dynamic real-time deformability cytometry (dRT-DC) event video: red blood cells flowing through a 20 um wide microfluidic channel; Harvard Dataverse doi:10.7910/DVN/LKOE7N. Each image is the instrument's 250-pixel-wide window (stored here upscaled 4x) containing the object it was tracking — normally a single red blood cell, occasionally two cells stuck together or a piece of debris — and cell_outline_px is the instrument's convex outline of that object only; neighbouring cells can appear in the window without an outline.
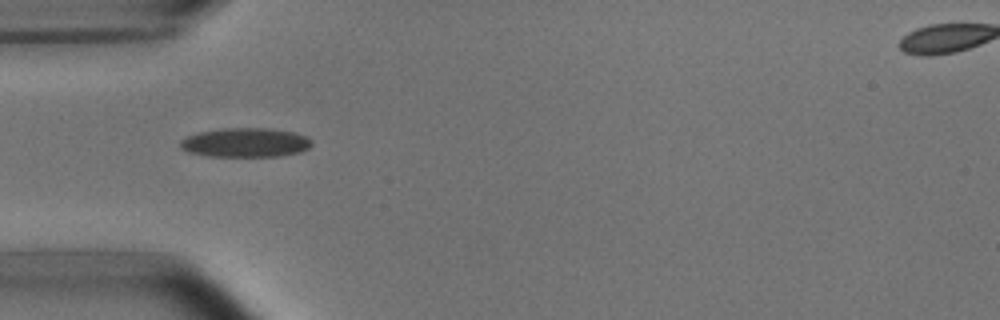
{"species": "common noctule bat (a hibernating species)", "species_latin": "Nyctalus noctula", "temperature_condition": "room temperature", "stored_images_in_passage": 4, "camera_frame_rate_fps": 3000, "um_per_image_px": 0.085, "animal": {"sex": "male", "body_mass_g": 15.6}, "frame": {"image": 1, "passage_image": 1, "time_ms": 0.0, "image_size_px": [1000, 320], "cell_outline_px": [[312, 144], [308, 148], [300, 152], [280, 156], [208, 156], [188, 152], [180, 148], [180, 140], [188, 136], [200, 132], [220, 128], [268, 128], [296, 132], [312, 140]], "centroid_in_image_um": [20.86, 12.11], "position_along_channel_um": 64.1, "area_um2": 22.43}}
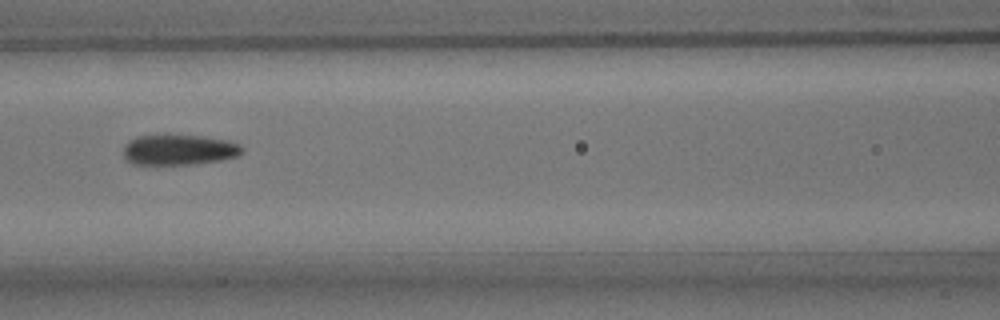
{"frame": {"image": 2, "passage_image": 3, "time_ms": 2.333, "image_size_px": [1000, 320], "cell_outline_px": [[244, 152], [236, 156], [220, 160], [196, 164], [132, 164], [124, 160], [124, 144], [128, 140], [136, 136], [200, 136], [228, 140], [240, 144], [244, 148]], "centroid_in_image_um": [15.21, 12.74], "position_along_channel_um": 151.4, "area_um2": 21.04}}
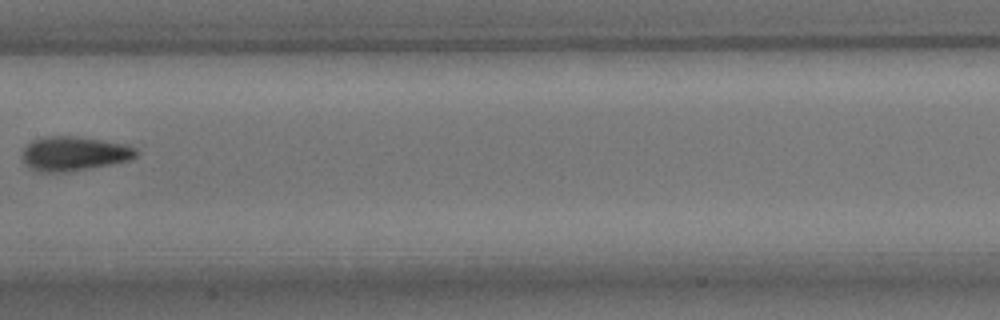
{"frame": {"image": 3, "passage_image": 4, "time_ms": 3.667, "image_size_px": [1000, 320], "cell_outline_px": [[136, 156], [128, 160], [68, 172], [48, 172], [32, 168], [24, 164], [24, 148], [32, 140], [44, 136], [76, 136], [124, 144], [136, 148]], "centroid_in_image_um": [6.27, 13.04], "position_along_channel_um": 201.1, "area_um2": 22.25}}